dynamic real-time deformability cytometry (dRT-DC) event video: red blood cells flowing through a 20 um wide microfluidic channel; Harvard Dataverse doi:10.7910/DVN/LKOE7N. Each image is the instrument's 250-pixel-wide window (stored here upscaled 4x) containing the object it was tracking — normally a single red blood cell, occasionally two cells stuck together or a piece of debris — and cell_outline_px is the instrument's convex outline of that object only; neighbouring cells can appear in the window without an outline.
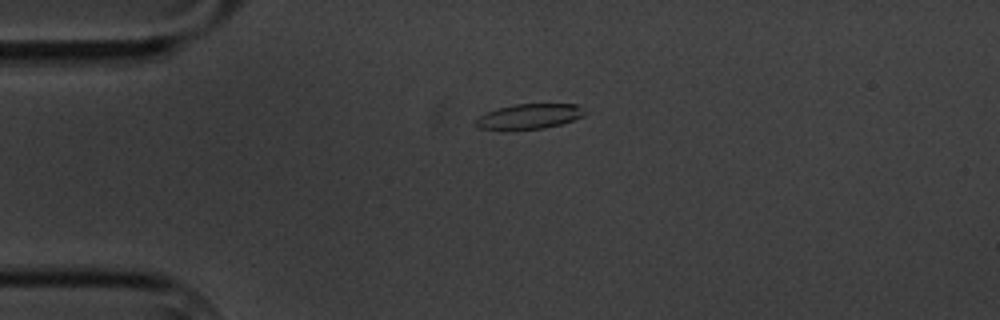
{"species": "common noctule bat (a hibernating species)", "species_latin": "Nyctalus noctula", "temperature_condition": "cold", "stored_images_in_passage": 2, "camera_frame_rate_fps": 3000, "um_per_image_px": 0.085, "animal": {"sex": "male", "body_mass_g": 20.1, "forearm_length_mm": 53.5}, "frame": {"image": 1, "passage_image": 1, "time_ms": 0.0, "image_size_px": [1000, 320], "cell_outline_px": [[588, 112], [584, 116], [560, 124], [544, 128], [512, 132], [500, 132], [476, 128], [472, 124], [480, 116], [488, 112], [512, 104], [580, 104]], "centroid_in_image_um": [44.93, 9.94], "position_along_channel_um": 40.1, "area_um2": 16.76}}